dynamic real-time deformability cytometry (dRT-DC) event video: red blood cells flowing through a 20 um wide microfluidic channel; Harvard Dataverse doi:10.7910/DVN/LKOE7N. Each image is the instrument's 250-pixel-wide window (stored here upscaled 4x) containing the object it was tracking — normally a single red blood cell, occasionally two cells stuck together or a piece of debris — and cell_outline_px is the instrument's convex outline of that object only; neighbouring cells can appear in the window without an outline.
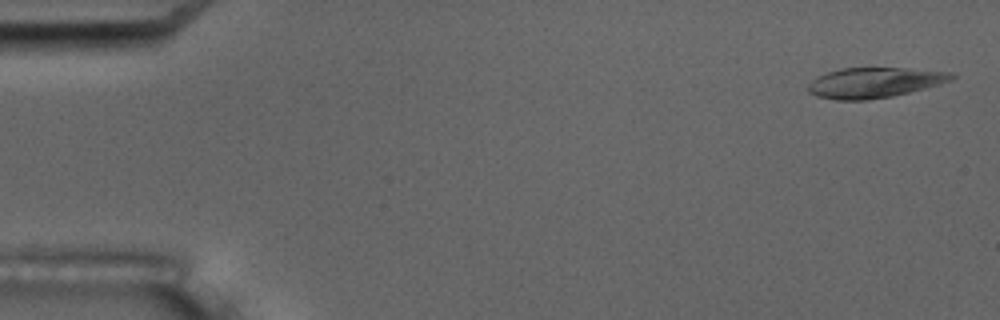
{"species": "common noctule bat (a hibernating species)", "species_latin": "Nyctalus noctula", "temperature_condition": "room temperature", "stored_images_in_passage": 5, "camera_frame_rate_fps": 3000, "um_per_image_px": 0.085, "animal": {"sex": "male", "body_mass_g": 17.5, "forearm_length_mm": 52.3}, "frame": {"image": 1, "passage_image": 1, "time_ms": 0.0, "image_size_px": [1000, 320], "cell_outline_px": [[956, 76], [952, 80], [924, 88], [892, 96], [868, 100], [836, 100], [816, 96], [808, 92], [808, 84], [816, 76], [840, 68], [904, 68], [956, 72]], "centroid_in_image_um": [74.31, 7.02], "position_along_channel_um": 10.7, "area_um2": 25.37}}